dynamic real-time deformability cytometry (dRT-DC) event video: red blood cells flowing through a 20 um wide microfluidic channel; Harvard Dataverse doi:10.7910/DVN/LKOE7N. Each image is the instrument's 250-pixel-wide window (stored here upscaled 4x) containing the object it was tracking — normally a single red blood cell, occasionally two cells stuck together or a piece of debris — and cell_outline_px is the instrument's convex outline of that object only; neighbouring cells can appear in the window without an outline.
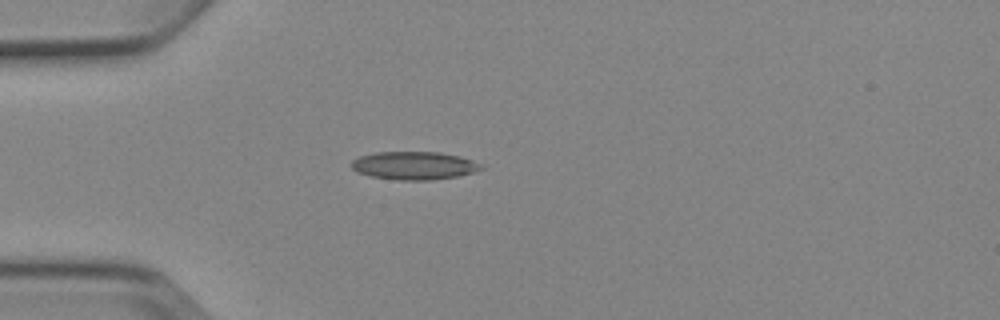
{"species": "Egyptian fruit bat (a non-hibernating species)", "species_latin": "Rousettus aegyptiacus", "temperature_condition": "cold", "stored_images_in_passage": 2, "camera_frame_rate_fps": 3000, "um_per_image_px": 0.085, "animal": {"sex": "female"}, "frame": {"image": 1, "passage_image": 1, "time_ms": 0.0, "image_size_px": [1000, 320], "cell_outline_px": [[484, 168], [460, 176], [432, 180], [396, 180], [372, 176], [356, 172], [352, 168], [352, 160], [360, 156], [376, 152], [440, 152], [460, 156], [484, 164]], "centroid_in_image_um": [35.23, 14.07], "position_along_channel_um": 49.8, "area_um2": 21.33}}